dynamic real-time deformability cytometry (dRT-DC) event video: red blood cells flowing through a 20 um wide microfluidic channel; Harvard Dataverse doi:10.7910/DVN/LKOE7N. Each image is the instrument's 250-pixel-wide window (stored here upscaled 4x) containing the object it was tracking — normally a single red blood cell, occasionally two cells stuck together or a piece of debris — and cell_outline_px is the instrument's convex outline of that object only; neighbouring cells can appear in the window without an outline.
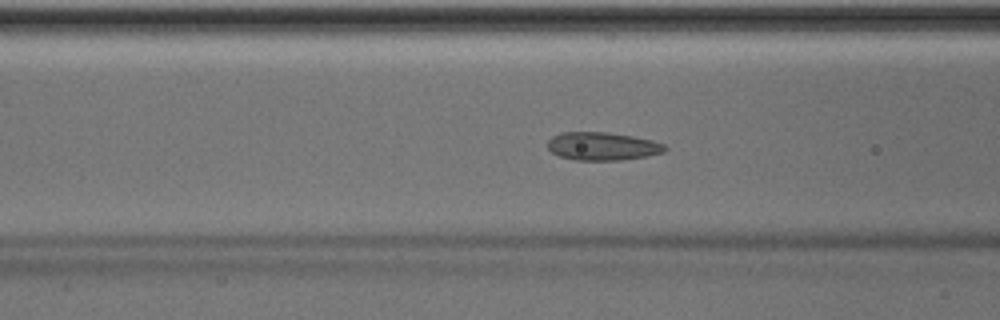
{"species": "Egyptian fruit bat (a non-hibernating species)", "species_latin": "Rousettus aegyptiacus", "temperature_condition": "room temperature", "stored_images_in_passage": 49, "camera_frame_rate_fps": 3000, "um_per_image_px": 0.085, "animal": {"sex": "male"}, "frame": {"image": 1, "passage_image": 19, "time_ms": 6.0, "image_size_px": [1000, 320], "cell_outline_px": [[668, 148], [664, 152], [648, 156], [620, 160], [576, 160], [560, 156], [552, 152], [548, 148], [548, 140], [552, 136], [564, 132], [608, 132], [632, 136], [652, 140], [664, 144]], "centroid_in_image_um": [51.23, 12.43], "position_along_channel_um": 115.4, "area_um2": 19.19}}
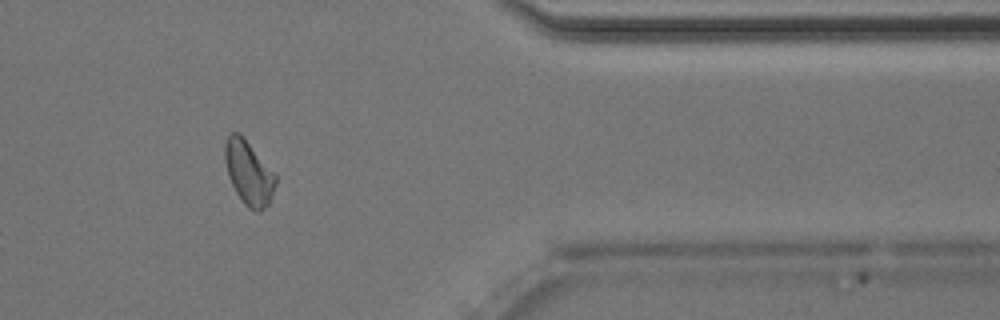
{"frame": {"image": 2, "passage_image": 41, "time_ms": 13.333, "image_size_px": [1000, 320], "cell_outline_px": [[276, 184], [272, 196], [268, 204], [260, 212], [256, 212], [248, 208], [244, 204], [236, 192], [228, 176], [224, 160], [224, 144], [228, 136], [232, 132], [240, 132], [276, 176]], "centroid_in_image_um": [21.12, 14.69], "position_along_channel_um": 390.3, "area_um2": 18.84}}
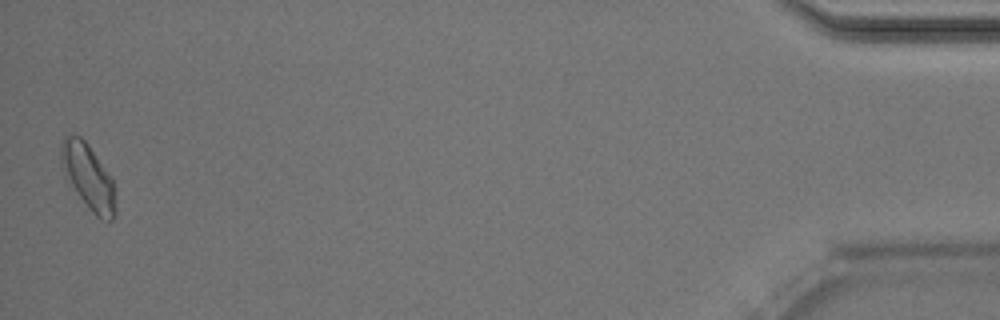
{"frame": {"image": 3, "passage_image": 49, "time_ms": 16.0, "image_size_px": [1000, 320], "cell_outline_px": [[116, 212], [112, 220], [100, 220], [88, 208], [72, 184], [60, 164], [60, 148], [64, 136], [80, 136], [88, 144], [112, 176], [116, 208]], "centroid_in_image_um": [7.53, 15.03], "position_along_channel_um": 427.7, "area_um2": 20.4}, "authors_computed_cell_mechanics": {"area_um2": 19.1318, "velocity_mm_per_s": 4.0186, "shape_relaxation_time_tau1_ms": null, "shape_relaxation_time_tau2_ms": 2.2098, "deformation_change_tau1": null, "deformation_change_tau2": 0.0786}}